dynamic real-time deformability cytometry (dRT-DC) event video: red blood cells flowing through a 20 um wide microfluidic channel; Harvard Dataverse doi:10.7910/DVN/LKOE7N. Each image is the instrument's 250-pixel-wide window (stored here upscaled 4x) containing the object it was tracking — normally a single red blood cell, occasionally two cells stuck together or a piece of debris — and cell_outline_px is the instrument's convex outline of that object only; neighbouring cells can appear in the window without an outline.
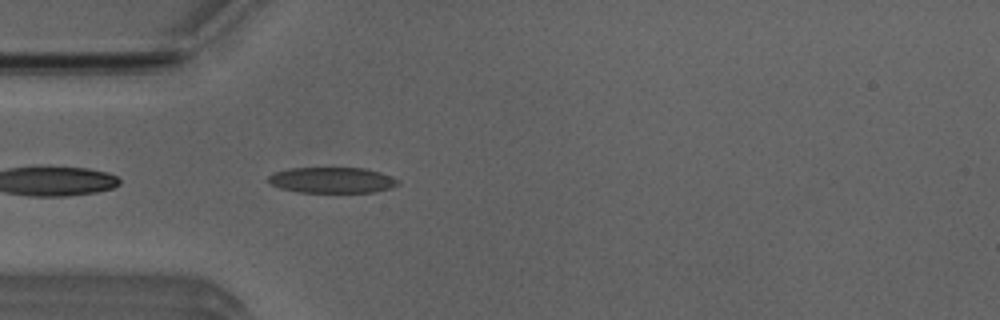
{"species": "Egyptian fruit bat (a non-hibernating species)", "species_latin": "Rousettus aegyptiacus", "temperature_condition": "room temperature", "stored_images_in_passage": 38, "camera_frame_rate_fps": 3000, "um_per_image_px": 0.085, "animal": {"sex": "male"}, "frame": {"image": 1, "passage_image": 2, "time_ms": 0.333, "image_size_px": [1000, 320], "cell_outline_px": [[400, 184], [392, 188], [376, 192], [296, 192], [280, 188], [268, 184], [264, 180], [272, 172], [288, 168], [364, 168], [380, 172], [400, 180]], "centroid_in_image_um": [28.17, 15.31], "position_along_channel_um": 56.8, "area_um2": 19.88}}
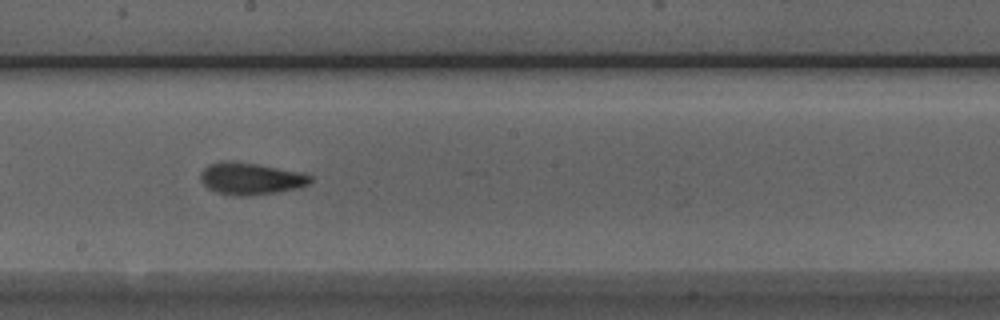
{"frame": {"image": 2, "passage_image": 15, "time_ms": 4.667, "image_size_px": [1000, 320], "cell_outline_px": [[312, 180], [308, 184], [300, 188], [276, 192], [248, 196], [236, 196], [216, 192], [208, 188], [200, 180], [200, 172], [208, 164], [220, 160], [224, 160], [256, 164], [300, 172], [312, 176]], "centroid_in_image_um": [21.28, 15.18], "position_along_channel_um": 226.9, "area_um2": 20.52}}
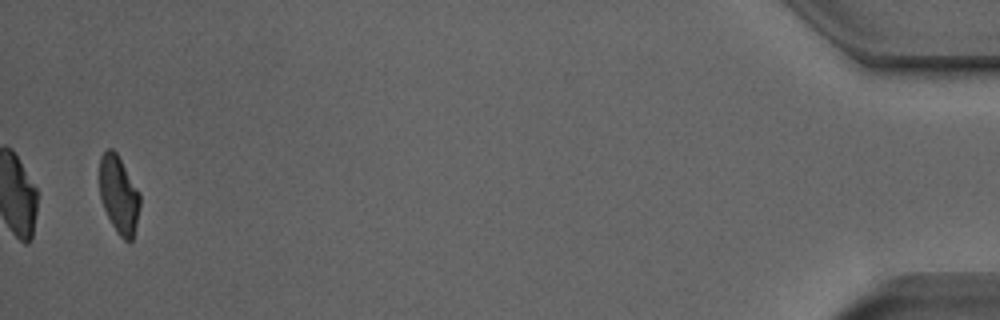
{"frame": {"image": 3, "passage_image": 37, "time_ms": 12.0, "image_size_px": [1000, 320], "cell_outline_px": [[140, 204], [136, 224], [132, 240], [124, 240], [116, 232], [104, 208], [100, 196], [100, 156], [108, 148], [112, 148], [116, 152], [140, 192]], "centroid_in_image_um": [10.1, 16.53], "position_along_channel_um": 425.1, "area_um2": 18.09}, "authors_computed_cell_mechanics": {"area_um2": 19.652, "velocity_mm_per_s": 3.9907, "shape_relaxation_time_tau1_ms": 6.787, "shape_relaxation_time_tau2_ms": 1.6979, "deformation_change_tau1": 0.1835, "deformation_change_tau2": 0.0809}}